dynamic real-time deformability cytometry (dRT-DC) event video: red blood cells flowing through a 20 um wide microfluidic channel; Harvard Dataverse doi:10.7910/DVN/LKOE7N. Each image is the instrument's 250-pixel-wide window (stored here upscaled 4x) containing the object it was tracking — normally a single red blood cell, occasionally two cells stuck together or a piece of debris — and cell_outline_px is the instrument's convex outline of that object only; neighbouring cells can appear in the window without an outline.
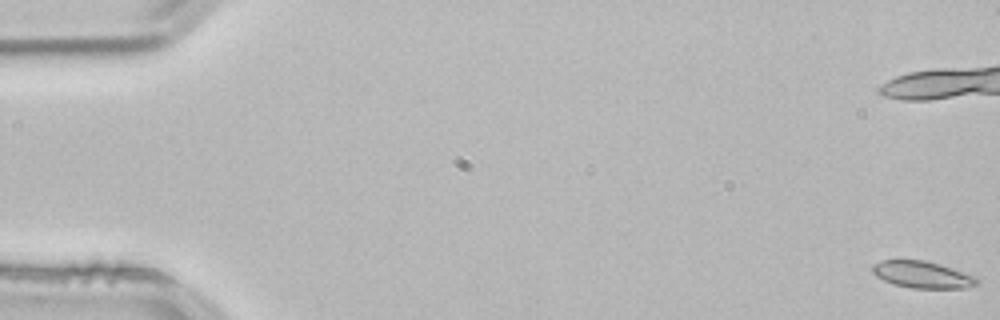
{"species": "common noctule bat (a hibernating species)", "species_latin": "Nyctalus noctula", "temperature_condition": "room temperature", "stored_images_in_passage": 24, "camera_frame_rate_fps": 3000, "um_per_image_px": 0.085, "animal": {"sex": "male", "body_mass_g": 21.5, "forearm_length_mm": 52.0}, "frame": {"image": 1, "passage_image": 1, "time_ms": 0.0, "image_size_px": [1000, 320], "cell_outline_px": [[976, 284], [964, 288], [912, 288], [896, 284], [884, 280], [876, 276], [868, 268], [872, 264], [880, 260], [924, 260], [940, 264], [976, 276]], "centroid_in_image_um": [78.33, 23.33], "position_along_channel_um": 6.7, "area_um2": 16.3}}